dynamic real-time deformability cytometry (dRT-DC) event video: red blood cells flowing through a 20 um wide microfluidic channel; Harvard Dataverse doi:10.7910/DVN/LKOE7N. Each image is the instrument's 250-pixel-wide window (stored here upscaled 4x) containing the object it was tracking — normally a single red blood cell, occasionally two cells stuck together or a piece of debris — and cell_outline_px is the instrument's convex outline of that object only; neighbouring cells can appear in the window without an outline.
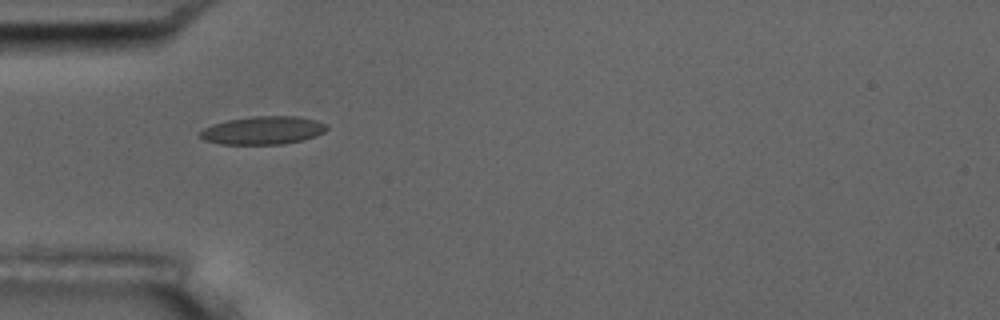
{"species": "common noctule bat (a hibernating species)", "species_latin": "Nyctalus noctula", "temperature_condition": "room temperature", "stored_images_in_passage": 15, "camera_frame_rate_fps": 3000, "um_per_image_px": 0.085, "animal": {"sex": "male", "body_mass_g": 17.5, "forearm_length_mm": 52.3}, "frame": {"image": 1, "passage_image": 5, "time_ms": 5.333, "image_size_px": [1000, 320], "cell_outline_px": [[328, 128], [324, 132], [316, 136], [304, 140], [280, 144], [220, 144], [204, 140], [200, 136], [200, 132], [204, 128], [212, 124], [228, 120], [252, 116], [296, 116], [316, 120], [328, 124]], "centroid_in_image_um": [22.38, 11.08], "position_along_channel_um": 62.6, "area_um2": 20.81}}
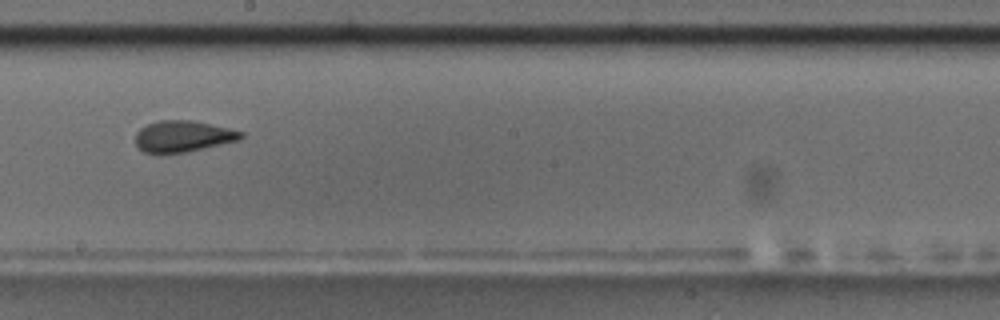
{"frame": {"image": 2, "passage_image": 9, "time_ms": 10.0, "image_size_px": [1000, 320], "cell_outline_px": [[244, 136], [240, 140], [188, 152], [144, 152], [136, 144], [136, 132], [140, 128], [148, 124], [160, 120], [192, 120], [228, 128], [244, 132]], "centroid_in_image_um": [15.59, 11.57], "position_along_channel_um": 232.6, "area_um2": 19.07}, "authors_computed_cell_mechanics": {"area_um2": 19.363, "velocity_mm_per_s": 3.6819, "shape_relaxation_time_tau1_ms": 2.64, "shape_relaxation_time_tau2_ms": 0.9784, "deformation_change_tau1": 0.132, "deformation_change_tau2": 0.0766}}